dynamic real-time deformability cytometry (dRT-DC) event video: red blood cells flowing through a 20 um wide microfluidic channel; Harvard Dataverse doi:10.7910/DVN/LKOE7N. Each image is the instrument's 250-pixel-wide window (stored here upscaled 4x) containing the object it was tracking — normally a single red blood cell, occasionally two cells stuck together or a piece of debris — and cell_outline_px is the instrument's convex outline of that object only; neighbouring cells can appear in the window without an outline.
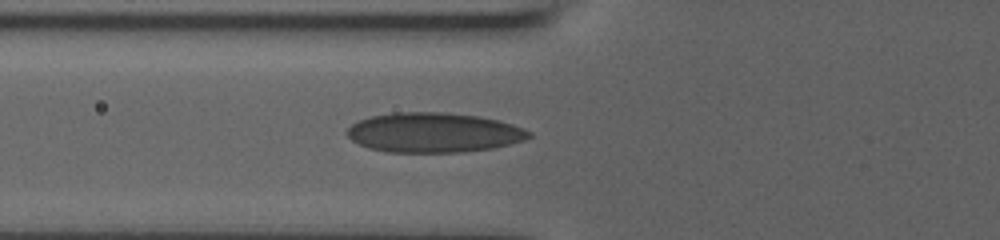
{"species": "human", "species_latin": "Homo sapiens", "temperature_condition": "room temperature", "stored_images_in_passage": 7, "camera_frame_rate_fps": 3000, "um_per_image_px": 0.085, "donor": {"sex": "male"}, "frame": {"image": 1, "passage_image": 3, "time_ms": 1.333, "image_size_px": [1000, 240], "cell_outline_px": [[532, 136], [524, 140], [492, 148], [464, 152], [388, 152], [368, 148], [352, 140], [344, 132], [352, 124], [360, 120], [372, 116], [396, 112], [444, 112], [480, 116], [500, 120], [524, 128], [532, 132]], "centroid_in_image_um": [36.88, 11.26], "position_along_channel_um": 88.9, "area_um2": 42.25}}
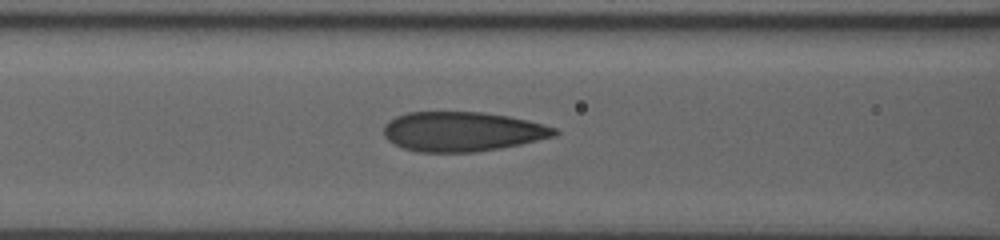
{"frame": {"image": 2, "passage_image": 5, "time_ms": 2.333, "image_size_px": [1000, 240], "cell_outline_px": [[560, 132], [556, 136], [520, 144], [500, 148], [476, 152], [416, 152], [404, 148], [388, 140], [384, 136], [384, 124], [388, 120], [396, 116], [408, 112], [484, 112], [508, 116], [528, 120], [544, 124], [556, 128]], "centroid_in_image_um": [39.3, 11.18], "position_along_channel_um": 127.3, "area_um2": 39.59}}
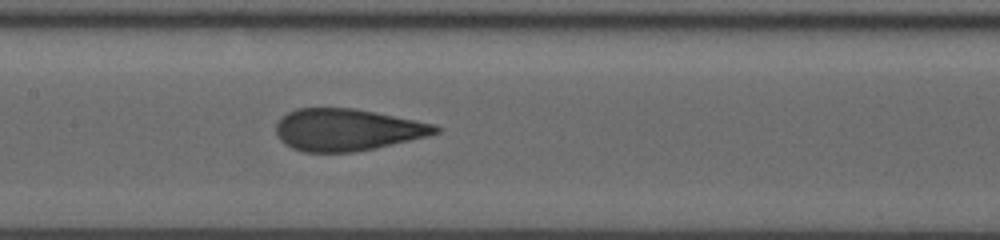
{"frame": {"image": 3, "passage_image": 7, "time_ms": 3.667, "image_size_px": [1000, 240], "cell_outline_px": [[444, 128], [440, 132], [428, 136], [376, 148], [352, 152], [304, 152], [292, 148], [284, 144], [276, 136], [276, 124], [280, 116], [296, 108], [356, 108], [436, 124]], "centroid_in_image_um": [29.51, 11.02], "position_along_channel_um": 177.9, "area_um2": 39.42}}